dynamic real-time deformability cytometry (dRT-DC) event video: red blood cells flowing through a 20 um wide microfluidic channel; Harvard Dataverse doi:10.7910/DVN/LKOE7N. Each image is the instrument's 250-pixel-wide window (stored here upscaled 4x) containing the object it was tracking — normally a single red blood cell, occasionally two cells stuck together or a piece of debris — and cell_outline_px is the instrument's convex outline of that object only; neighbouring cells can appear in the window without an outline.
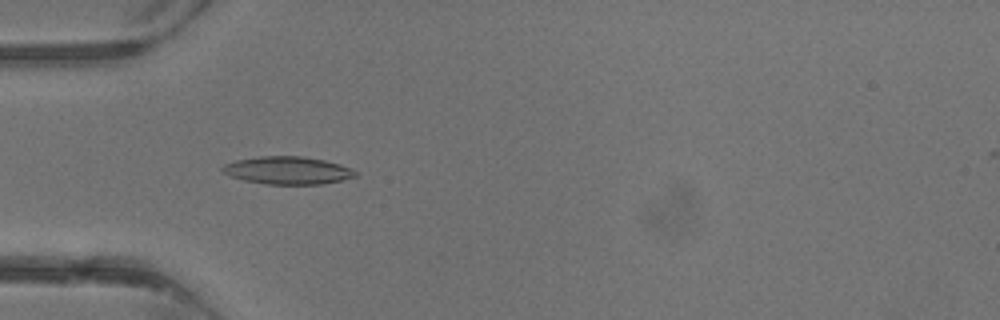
{"species": "common noctule bat (a hibernating species)", "species_latin": "Nyctalus noctula", "temperature_condition": "warm", "stored_images_in_passage": 3, "camera_frame_rate_fps": 3000, "um_per_image_px": 0.085, "animal": {"sex": "male", "body_mass_g": 13.3}, "frame": {"image": 1, "passage_image": 3, "time_ms": 2.333, "image_size_px": [1000, 320], "cell_outline_px": [[356, 176], [340, 180], [320, 184], [264, 184], [244, 180], [232, 176], [224, 172], [220, 168], [224, 164], [236, 160], [260, 156], [304, 156], [324, 160], [340, 164], [352, 168], [356, 172]], "centroid_in_image_um": [24.45, 14.47], "position_along_channel_um": 60.6, "area_um2": 21.33}}